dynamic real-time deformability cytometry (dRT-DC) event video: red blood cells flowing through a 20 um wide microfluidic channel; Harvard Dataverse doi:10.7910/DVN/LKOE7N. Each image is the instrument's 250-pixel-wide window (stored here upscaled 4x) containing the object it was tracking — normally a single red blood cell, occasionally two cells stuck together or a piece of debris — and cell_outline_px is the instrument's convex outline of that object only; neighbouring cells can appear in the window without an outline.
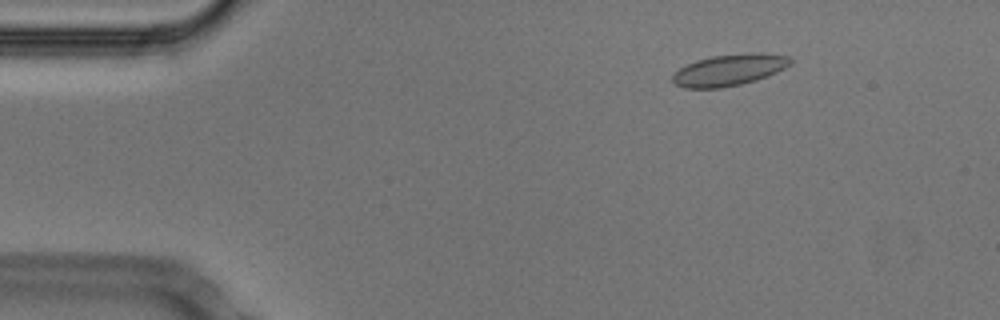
{"species": "Egyptian fruit bat (a non-hibernating species)", "species_latin": "Rousettus aegyptiacus", "temperature_condition": "cold", "stored_images_in_passage": 54, "camera_frame_rate_fps": 3000, "um_per_image_px": 0.085, "animal": {"sex": "male"}, "frame": {"image": 1, "passage_image": 7, "time_ms": 2.0, "image_size_px": [1000, 320], "cell_outline_px": [[792, 64], [768, 76], [756, 80], [740, 84], [720, 88], [684, 88], [676, 84], [672, 80], [672, 76], [680, 68], [696, 60], [712, 56], [748, 52], [760, 52], [792, 56]], "centroid_in_image_um": [62.03, 5.93], "position_along_channel_um": 23.0, "area_um2": 21.73}}
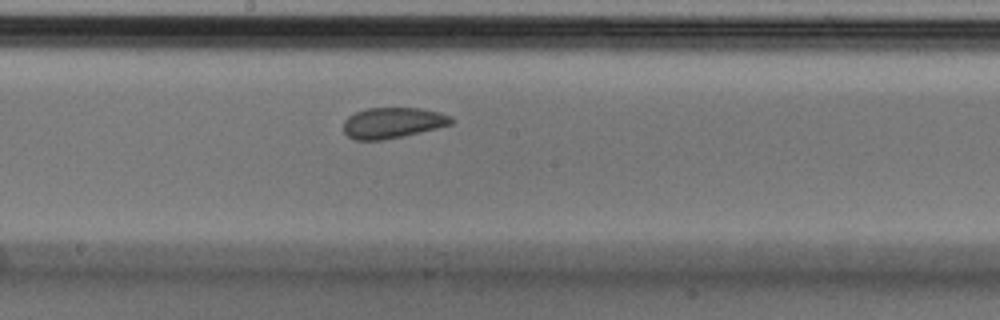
{"frame": {"image": 2, "passage_image": 28, "time_ms": 9.0, "image_size_px": [1000, 320], "cell_outline_px": [[456, 120], [452, 124], [404, 136], [384, 140], [352, 140], [344, 132], [344, 120], [348, 116], [356, 112], [368, 108], [420, 108], [440, 112], [452, 116]], "centroid_in_image_um": [33.39, 10.44], "position_along_channel_um": 214.8, "area_um2": 19.48}}
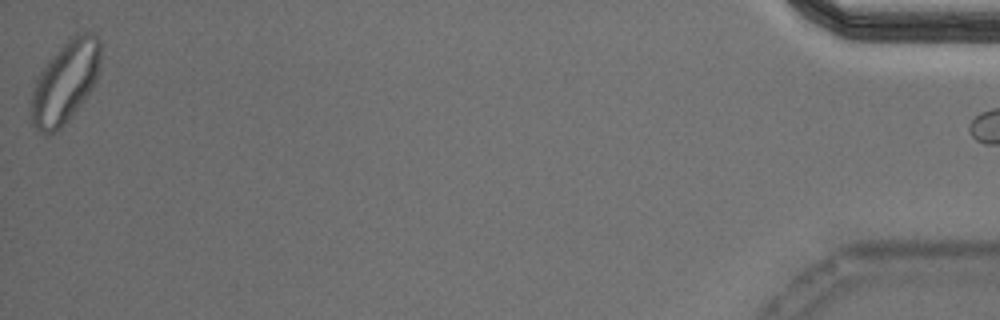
{"frame": {"image": 3, "passage_image": 53, "time_ms": 17.333, "image_size_px": [1000, 320], "cell_outline_px": [[100, 60], [96, 76], [88, 92], [80, 104], [68, 120], [60, 128], [48, 136], [44, 136], [32, 124], [28, 112], [28, 108], [32, 88], [36, 76], [44, 64], [76, 32], [92, 32], [100, 40]], "centroid_in_image_um": [5.45, 7.01], "position_along_channel_um": 429.7, "area_um2": 33.29}}